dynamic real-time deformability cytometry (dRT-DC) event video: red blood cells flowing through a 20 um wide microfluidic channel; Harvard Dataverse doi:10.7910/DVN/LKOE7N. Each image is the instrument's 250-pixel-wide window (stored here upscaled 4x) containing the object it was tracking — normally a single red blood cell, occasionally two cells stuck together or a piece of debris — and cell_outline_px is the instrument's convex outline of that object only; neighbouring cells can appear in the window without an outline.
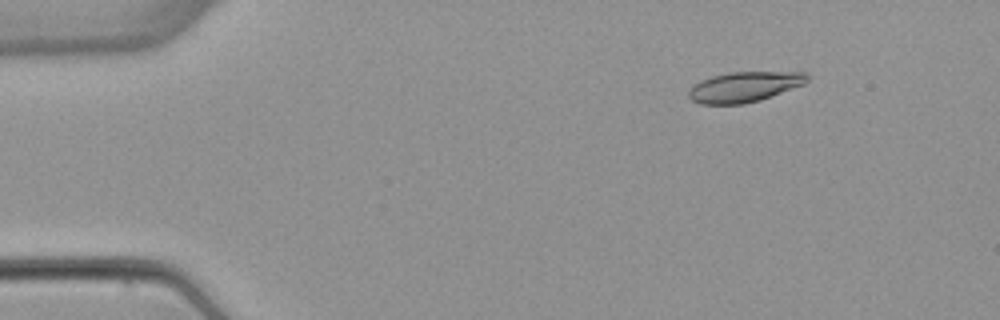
{"species": "common noctule bat (a hibernating species)", "species_latin": "Nyctalus noctula", "temperature_condition": "warm", "stored_images_in_passage": 4, "camera_frame_rate_fps": 3000, "um_per_image_px": 0.085, "animal": {"sex": "female", "body_mass_g": 22.7, "forearm_length_mm": 54.2}, "frame": {"image": 1, "passage_image": 2, "time_ms": 1.667, "image_size_px": [1000, 320], "cell_outline_px": [[808, 80], [804, 84], [760, 100], [744, 104], [700, 104], [692, 100], [688, 96], [688, 88], [700, 80], [712, 76], [728, 72], [804, 72], [808, 76]], "centroid_in_image_um": [63.22, 7.38], "position_along_channel_um": 21.8, "area_um2": 20.92}}